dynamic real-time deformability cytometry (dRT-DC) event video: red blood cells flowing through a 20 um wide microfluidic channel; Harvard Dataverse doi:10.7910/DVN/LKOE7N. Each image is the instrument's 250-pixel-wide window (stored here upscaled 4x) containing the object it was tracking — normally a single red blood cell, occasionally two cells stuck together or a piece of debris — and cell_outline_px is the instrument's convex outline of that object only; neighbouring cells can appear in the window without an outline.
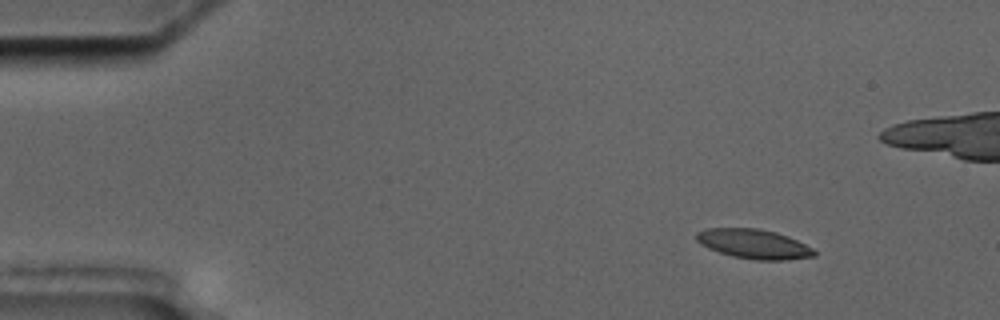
{"species": "common noctule bat (a hibernating species)", "species_latin": "Nyctalus noctula", "temperature_condition": "cold", "stored_images_in_passage": 5, "camera_frame_rate_fps": 3000, "um_per_image_px": 0.085, "animal": {"sex": "male", "body_mass_g": 17.5, "forearm_length_mm": 52.3}, "frame": {"image": 1, "passage_image": 2, "time_ms": 1.0, "image_size_px": [1000, 320], "cell_outline_px": [[816, 256], [788, 260], [756, 260], [732, 256], [708, 248], [700, 244], [696, 240], [696, 232], [708, 228], [760, 228], [776, 232], [788, 236], [812, 248], [816, 252]], "centroid_in_image_um": [64.07, 20.73], "position_along_channel_um": 20.9, "area_um2": 20.29}}